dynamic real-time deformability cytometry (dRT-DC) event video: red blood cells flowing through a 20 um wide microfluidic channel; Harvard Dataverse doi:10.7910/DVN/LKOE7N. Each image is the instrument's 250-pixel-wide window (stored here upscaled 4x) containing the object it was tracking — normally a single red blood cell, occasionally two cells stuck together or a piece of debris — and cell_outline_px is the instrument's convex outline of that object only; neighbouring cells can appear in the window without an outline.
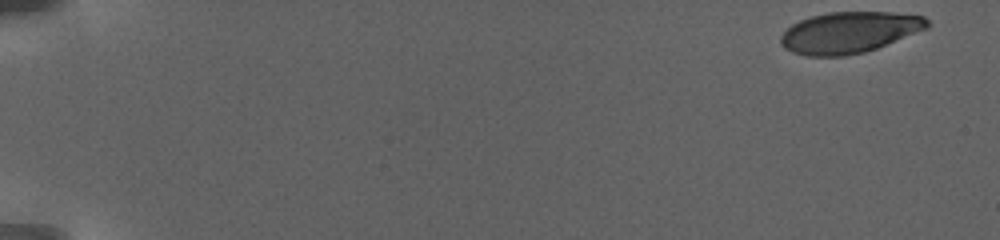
{"species": "human", "species_latin": "Homo sapiens", "temperature_condition": "warm", "stored_images_in_passage": 80, "camera_frame_rate_fps": 3000, "um_per_image_px": 0.085, "donor": {"sex": "female"}, "frame": {"image": 1, "passage_image": 1, "time_ms": 0.0, "image_size_px": [1000, 240], "cell_outline_px": [[928, 28], [876, 48], [864, 52], [844, 56], [808, 56], [792, 52], [784, 48], [780, 40], [780, 36], [792, 24], [800, 20], [812, 16], [828, 12], [892, 12], [924, 16], [928, 20]], "centroid_in_image_um": [72.18, 2.75], "position_along_channel_um": 12.8, "area_um2": 35.03}}
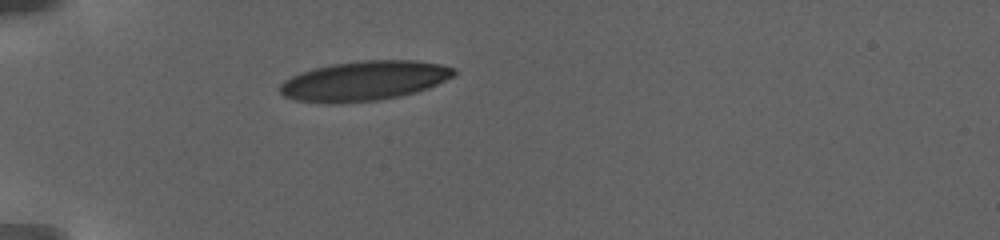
{"frame": {"image": 2, "passage_image": 58, "time_ms": 7.0, "image_size_px": [1000, 240], "cell_outline_px": [[456, 72], [452, 76], [428, 88], [400, 96], [380, 100], [340, 104], [328, 104], [296, 100], [284, 96], [280, 92], [280, 84], [284, 80], [300, 72], [312, 68], [332, 64], [364, 60], [416, 60], [440, 64], [456, 68]], "centroid_in_image_um": [30.92, 6.88], "position_along_channel_um": 54.1, "area_um2": 40.4}}
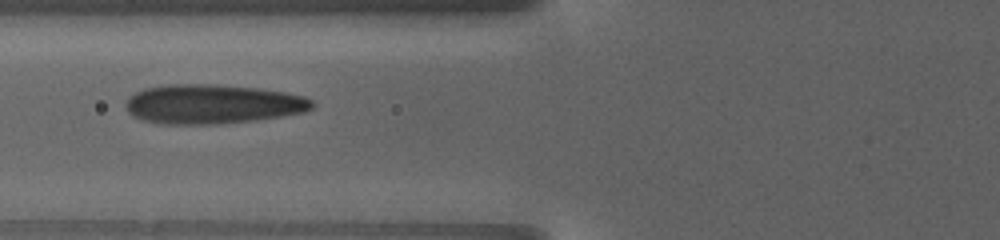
{"frame": {"image": 3, "passage_image": 79, "time_ms": 9.667, "image_size_px": [1000, 240], "cell_outline_px": [[312, 108], [304, 112], [280, 116], [252, 120], [212, 124], [160, 124], [144, 120], [132, 116], [128, 112], [124, 104], [128, 96], [144, 88], [168, 84], [216, 84], [260, 88], [284, 92], [304, 96], [312, 100]], "centroid_in_image_um": [18.0, 8.83], "position_along_channel_um": 107.8, "area_um2": 42.83}}